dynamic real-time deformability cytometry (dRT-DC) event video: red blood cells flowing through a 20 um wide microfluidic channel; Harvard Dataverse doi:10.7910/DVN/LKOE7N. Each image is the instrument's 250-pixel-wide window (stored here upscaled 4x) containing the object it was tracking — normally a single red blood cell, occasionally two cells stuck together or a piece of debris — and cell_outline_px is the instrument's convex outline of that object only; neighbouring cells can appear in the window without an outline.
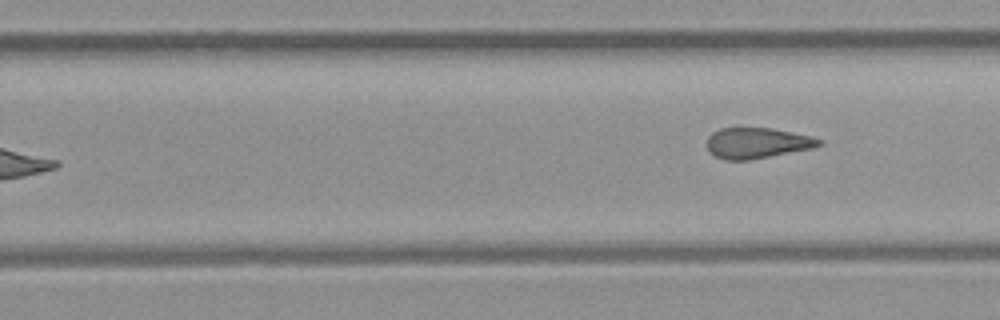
{"species": "common noctule bat (a hibernating species)", "species_latin": "Nyctalus noctula", "temperature_condition": "room temperature", "stored_images_in_passage": 10, "camera_frame_rate_fps": 3000, "um_per_image_px": 0.085, "animal": {"sex": "female", "body_mass_g": 21.9}, "frame": {"image": 1, "passage_image": 10, "time_ms": 11.333, "image_size_px": [1000, 320], "cell_outline_px": [[820, 144], [812, 148], [748, 160], [724, 160], [708, 152], [708, 136], [712, 132], [720, 128], [772, 128], [812, 136], [820, 140]], "centroid_in_image_um": [64.31, 12.15], "position_along_channel_um": 265.5, "area_um2": 19.83}}